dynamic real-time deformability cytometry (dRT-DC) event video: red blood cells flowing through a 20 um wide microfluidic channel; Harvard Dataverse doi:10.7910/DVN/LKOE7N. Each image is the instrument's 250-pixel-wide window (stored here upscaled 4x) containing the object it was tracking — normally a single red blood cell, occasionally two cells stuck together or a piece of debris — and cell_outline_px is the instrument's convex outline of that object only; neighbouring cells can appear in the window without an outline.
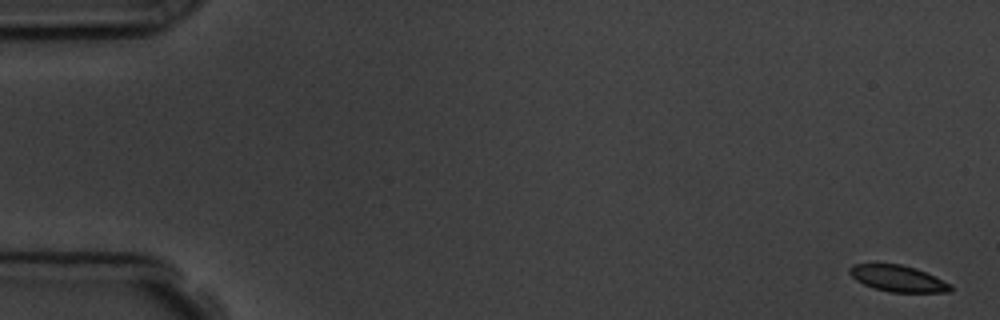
{"species": "common noctule bat (a hibernating species)", "species_latin": "Nyctalus noctula", "temperature_condition": "room temperature", "stored_images_in_passage": 8, "camera_frame_rate_fps": 3000, "um_per_image_px": 0.085, "animal": {"sex": "male", "body_mass_g": 19.5, "forearm_length_mm": 54.6}, "frame": {"image": 1, "passage_image": 1, "time_ms": 0.0, "image_size_px": [1000, 320], "cell_outline_px": [[952, 292], [892, 292], [872, 288], [856, 280], [848, 272], [848, 268], [852, 264], [900, 264], [916, 268], [952, 284]], "centroid_in_image_um": [76.32, 23.67], "position_along_channel_um": 8.7, "area_um2": 15.49}}
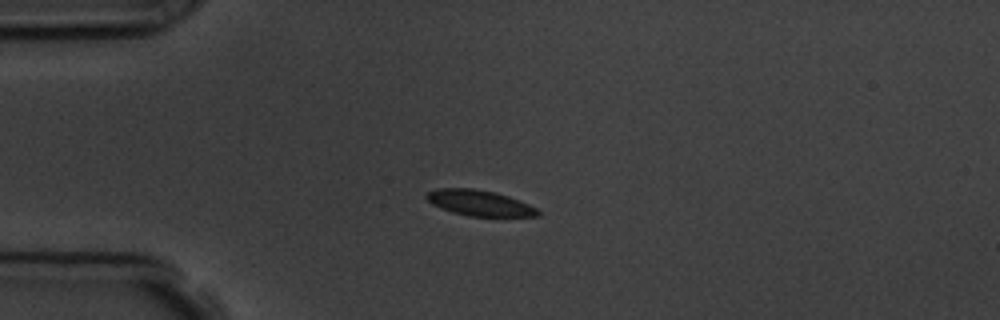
{"frame": {"image": 2, "passage_image": 5, "time_ms": 4.333, "image_size_px": [1000, 320], "cell_outline_px": [[540, 216], [468, 216], [452, 212], [440, 208], [432, 204], [424, 196], [428, 192], [436, 188], [472, 188], [496, 192], [508, 196], [528, 204], [536, 208], [540, 212]], "centroid_in_image_um": [40.73, 17.25], "position_along_channel_um": 44.3, "area_um2": 16.65}}